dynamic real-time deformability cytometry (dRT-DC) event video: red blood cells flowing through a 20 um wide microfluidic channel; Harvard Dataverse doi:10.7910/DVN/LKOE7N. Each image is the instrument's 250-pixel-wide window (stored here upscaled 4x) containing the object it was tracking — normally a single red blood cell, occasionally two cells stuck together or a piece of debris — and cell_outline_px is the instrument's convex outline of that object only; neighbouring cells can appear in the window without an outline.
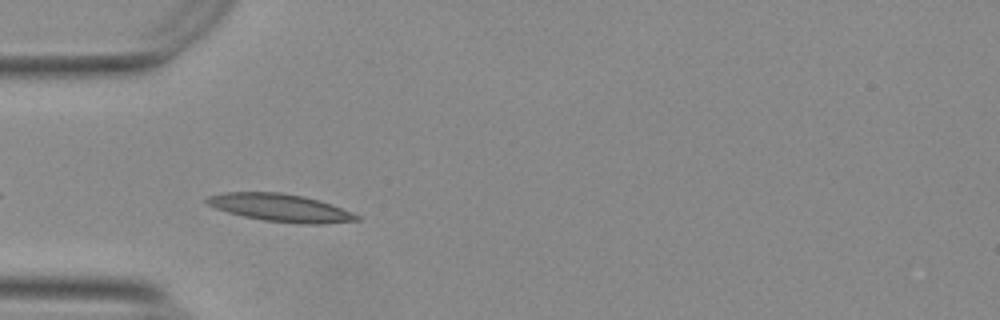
{"species": "Egyptian fruit bat (a non-hibernating species)", "species_latin": "Rousettus aegyptiacus", "temperature_condition": "warm", "stored_images_in_passage": 7, "camera_frame_rate_fps": 3000, "um_per_image_px": 0.085, "animal": {"sex": "female"}, "frame": {"image": 1, "passage_image": 3, "time_ms": 0.667, "image_size_px": [1000, 320], "cell_outline_px": [[360, 220], [320, 224], [300, 224], [264, 220], [244, 216], [228, 212], [216, 208], [208, 204], [204, 200], [208, 196], [224, 192], [280, 192], [300, 196], [316, 200], [340, 208], [360, 216]], "centroid_in_image_um": [23.79, 17.66], "position_along_channel_um": 61.2, "area_um2": 23.7}}